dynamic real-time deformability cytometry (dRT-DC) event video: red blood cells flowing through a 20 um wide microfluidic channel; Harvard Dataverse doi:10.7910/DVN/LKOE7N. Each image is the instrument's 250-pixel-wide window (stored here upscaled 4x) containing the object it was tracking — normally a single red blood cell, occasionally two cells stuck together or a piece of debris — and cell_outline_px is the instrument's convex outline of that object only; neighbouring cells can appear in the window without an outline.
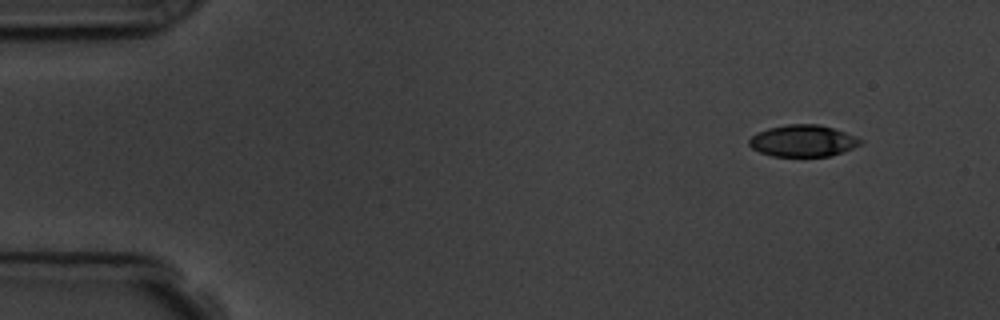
{"species": "common noctule bat (a hibernating species)", "species_latin": "Nyctalus noctula", "temperature_condition": "room temperature", "stored_images_in_passage": 5, "segment_of_instrument_passage": [1, 2], "camera_frame_rate_fps": 3000, "um_per_image_px": 0.085, "animal": {"sex": "male", "body_mass_g": 19.5, "forearm_length_mm": 54.6}, "frame": {"image": 1, "passage_image": 1, "time_ms": 0.0, "image_size_px": [1000, 320], "cell_outline_px": [[864, 140], [860, 144], [852, 148], [832, 156], [772, 156], [760, 152], [752, 148], [748, 144], [748, 140], [756, 132], [768, 128], [788, 124], [816, 124], [832, 128], [844, 132]], "centroid_in_image_um": [68.22, 11.97], "position_along_channel_um": 16.8, "area_um2": 20.46}}
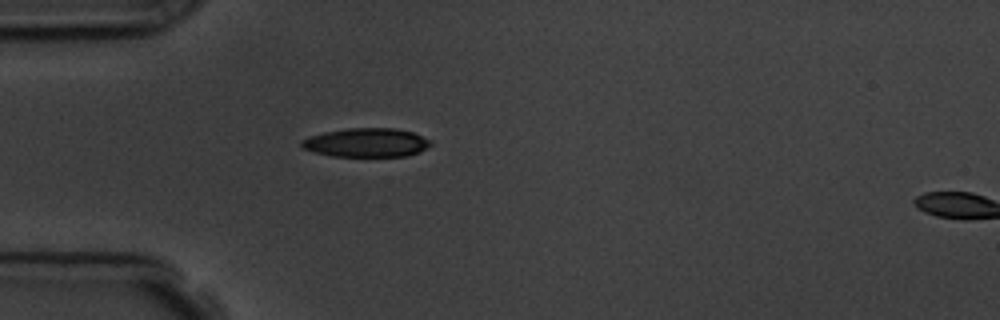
{"frame": {"image": 2, "passage_image": 4, "time_ms": 3.667, "image_size_px": [1000, 320], "cell_outline_px": [[432, 144], [420, 152], [408, 156], [332, 156], [300, 148], [300, 140], [324, 132], [348, 128], [392, 128], [412, 132], [432, 140]], "centroid_in_image_um": [31.16, 12.12], "position_along_channel_um": 53.8, "area_um2": 21.73}}